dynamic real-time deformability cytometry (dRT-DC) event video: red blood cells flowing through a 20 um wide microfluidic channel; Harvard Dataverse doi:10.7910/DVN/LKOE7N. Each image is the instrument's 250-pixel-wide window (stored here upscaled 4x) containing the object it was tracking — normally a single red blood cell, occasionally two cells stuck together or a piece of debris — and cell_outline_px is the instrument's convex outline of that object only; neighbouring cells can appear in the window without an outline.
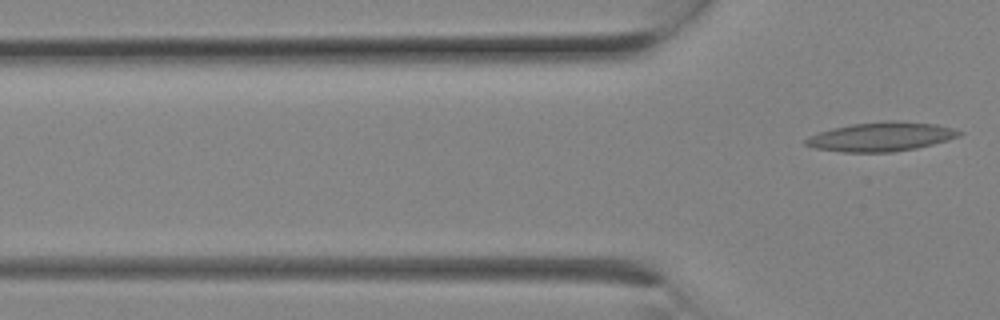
{"species": "Egyptian fruit bat (a non-hibernating species)", "species_latin": "Rousettus aegyptiacus", "temperature_condition": "room temperature", "stored_images_in_passage": 3, "camera_frame_rate_fps": 3000, "um_per_image_px": 0.085, "animal": {"sex": "female"}, "frame": {"image": 1, "passage_image": 3, "time_ms": 0.667, "image_size_px": [1000, 320], "cell_outline_px": [[964, 132], [960, 136], [948, 140], [916, 148], [892, 152], [840, 152], [812, 148], [804, 144], [804, 140], [808, 136], [832, 128], [852, 124], [892, 120], [936, 124], [952, 128]], "centroid_in_image_um": [74.87, 11.62], "position_along_channel_um": 50.9, "area_um2": 26.07}}